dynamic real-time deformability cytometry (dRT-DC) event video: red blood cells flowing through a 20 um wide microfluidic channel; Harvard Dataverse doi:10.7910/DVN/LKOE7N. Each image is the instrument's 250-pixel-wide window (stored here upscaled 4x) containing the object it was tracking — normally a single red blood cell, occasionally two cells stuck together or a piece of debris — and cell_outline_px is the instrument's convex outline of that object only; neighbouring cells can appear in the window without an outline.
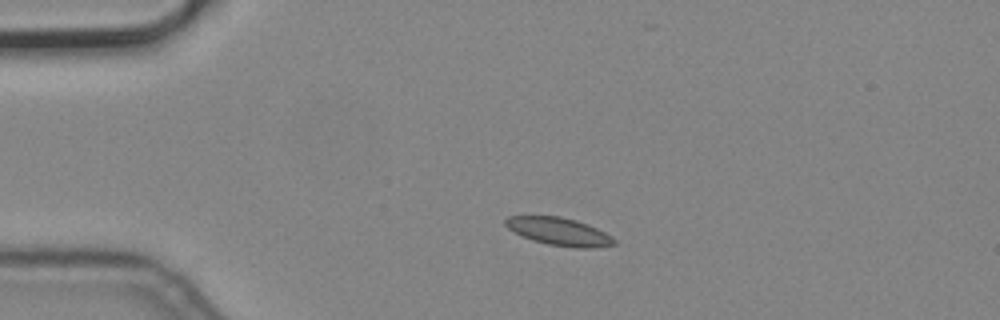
{"species": "common noctule bat (a hibernating species)", "species_latin": "Nyctalus noctula", "temperature_condition": "cold", "stored_images_in_passage": 2, "camera_frame_rate_fps": 3000, "um_per_image_px": 0.085, "animal": {"sex": "male", "body_mass_g": 19.2, "forearm_length_mm": 51.8}, "frame": {"image": 1, "passage_image": 1, "time_ms": 0.0, "image_size_px": [1000, 320], "cell_outline_px": [[616, 244], [592, 248], [576, 248], [548, 244], [532, 240], [508, 228], [504, 224], [504, 220], [508, 216], [560, 216], [576, 220], [588, 224], [612, 236], [616, 240]], "centroid_in_image_um": [47.54, 19.68], "position_along_channel_um": 37.5, "area_um2": 17.51}}